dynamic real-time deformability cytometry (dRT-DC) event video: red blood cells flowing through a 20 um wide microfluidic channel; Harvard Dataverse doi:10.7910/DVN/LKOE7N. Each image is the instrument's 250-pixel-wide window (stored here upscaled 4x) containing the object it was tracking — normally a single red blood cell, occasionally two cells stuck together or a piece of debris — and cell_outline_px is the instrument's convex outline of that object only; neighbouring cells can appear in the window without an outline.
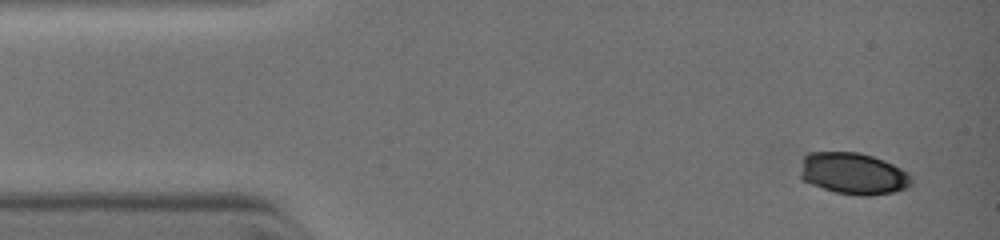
{"species": "common noctule bat (a hibernating species)", "species_latin": "Nyctalus noctula", "temperature_condition": "warm", "stored_images_in_passage": 16, "camera_frame_rate_fps": 3000, "um_per_image_px": 0.085, "animal": {"sex": "female", "body_mass_g": 19.0, "forearm_length_mm": 51.5}, "frame": {"image": 1, "passage_image": 1, "time_ms": 0.0, "image_size_px": [1000, 240], "cell_outline_px": [[912, 184], [904, 188], [892, 192], [868, 196], [860, 196], [836, 192], [800, 180], [800, 172], [804, 156], [808, 152], [860, 152], [884, 160], [908, 172], [912, 176]], "centroid_in_image_um": [72.52, 14.74], "position_along_channel_um": 12.5, "area_um2": 27.05}}
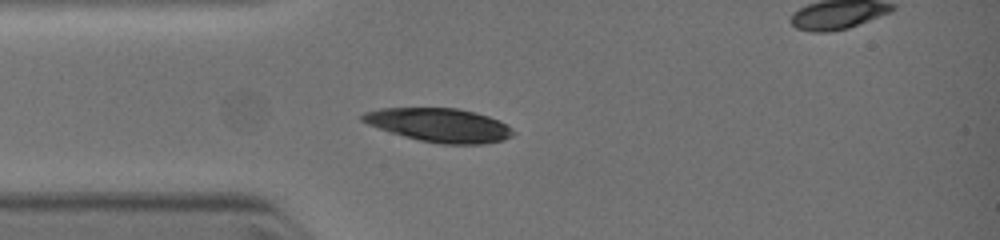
{"frame": {"image": 2, "passage_image": 9, "time_ms": 2.333, "image_size_px": [1000, 240], "cell_outline_px": [[516, 132], [512, 136], [504, 140], [480, 144], [440, 144], [420, 140], [404, 136], [368, 124], [360, 120], [360, 116], [364, 112], [384, 108], [456, 108], [476, 112], [488, 116], [512, 128]], "centroid_in_image_um": [37.36, 10.63], "position_along_channel_um": 47.6, "area_um2": 29.36}}